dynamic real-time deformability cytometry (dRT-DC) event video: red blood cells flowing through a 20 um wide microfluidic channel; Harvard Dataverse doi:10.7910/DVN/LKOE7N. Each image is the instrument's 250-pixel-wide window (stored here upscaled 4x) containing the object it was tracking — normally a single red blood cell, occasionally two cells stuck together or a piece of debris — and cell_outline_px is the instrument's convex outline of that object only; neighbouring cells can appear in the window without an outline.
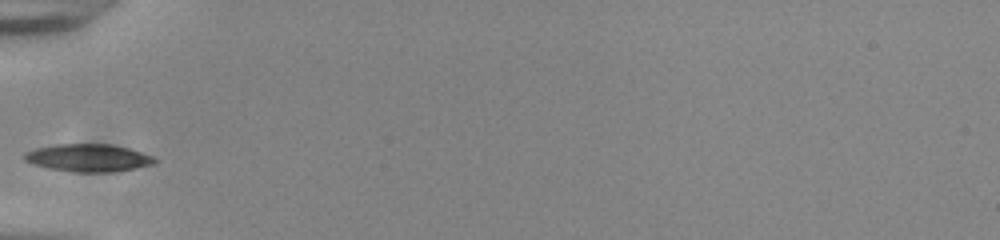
{"species": "common noctule bat (a hibernating species)", "species_latin": "Nyctalus noctula", "temperature_condition": "room temperature", "stored_images_in_passage": 30, "camera_frame_rate_fps": 3000, "um_per_image_px": 0.085, "animal": {"sex": "male", "body_mass_g": 20.0, "forearm_length_mm": 53.3}, "frame": {"image": 1, "passage_image": 1, "time_ms": 0.0, "image_size_px": [1000, 240], "cell_outline_px": [[160, 160], [156, 164], [116, 172], [76, 172], [48, 168], [32, 164], [24, 160], [24, 152], [36, 148], [56, 144], [112, 144], [128, 148], [152, 156]], "centroid_in_image_um": [7.53, 13.42], "position_along_channel_um": 77.5, "area_um2": 21.15}}
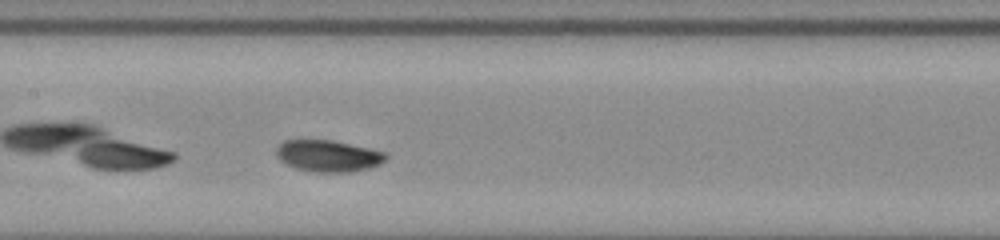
{"frame": {"image": 2, "passage_image": 9, "time_ms": 2.667, "image_size_px": [1000, 240], "cell_outline_px": [[388, 156], [380, 164], [368, 168], [348, 172], [316, 172], [296, 168], [284, 164], [276, 156], [276, 148], [284, 140], [332, 140], [388, 152]], "centroid_in_image_um": [27.89, 13.25], "position_along_channel_um": 179.5, "area_um2": 20.23}}
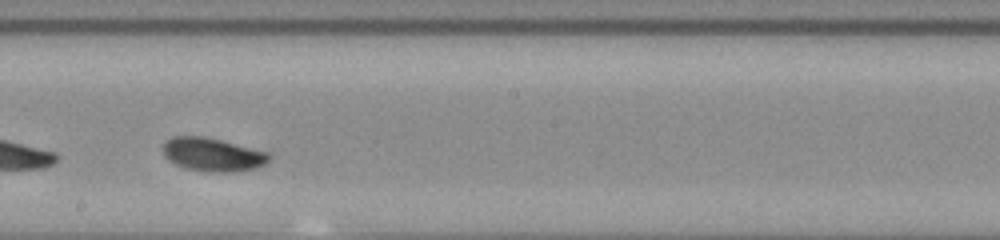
{"frame": {"image": 3, "passage_image": 13, "time_ms": 4.0, "image_size_px": [1000, 240], "cell_outline_px": [[272, 156], [264, 164], [256, 168], [232, 172], [208, 172], [184, 168], [168, 160], [164, 156], [164, 144], [172, 136], [204, 136], [268, 152]], "centroid_in_image_um": [18.07, 13.14], "position_along_channel_um": 230.1, "area_um2": 20.58}, "authors_computed_cell_mechanics": {"area_um2": 20.0566, "velocity_mm_per_s": 3.8169, "shape_relaxation_time_tau1_ms": 1.1257, "shape_relaxation_time_tau2_ms": null, "deformation_change_tau1": 0.0854, "deformation_change_tau2": null}}